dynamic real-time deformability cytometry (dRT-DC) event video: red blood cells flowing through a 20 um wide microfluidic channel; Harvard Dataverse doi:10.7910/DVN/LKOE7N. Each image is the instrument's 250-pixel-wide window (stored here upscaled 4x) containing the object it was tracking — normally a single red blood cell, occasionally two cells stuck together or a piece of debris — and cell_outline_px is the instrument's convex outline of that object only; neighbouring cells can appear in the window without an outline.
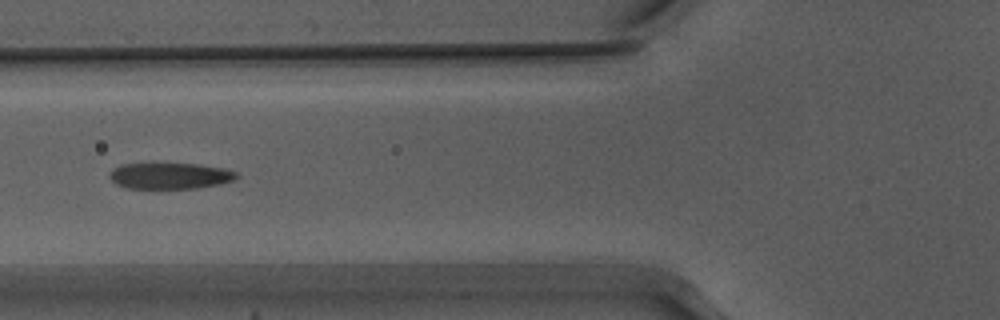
{"species": "Egyptian fruit bat (a non-hibernating species)", "species_latin": "Rousettus aegyptiacus", "temperature_condition": "warm", "stored_images_in_passage": 17, "camera_frame_rate_fps": 3000, "um_per_image_px": 0.085, "animal": {"sex": "male"}, "frame": {"image": 1, "passage_image": 6, "time_ms": 1.667, "image_size_px": [1000, 320], "cell_outline_px": [[240, 176], [232, 180], [220, 184], [196, 188], [124, 188], [116, 184], [108, 176], [112, 168], [124, 164], [200, 164], [224, 168], [236, 172]], "centroid_in_image_um": [14.44, 14.95], "position_along_channel_um": 111.4, "area_um2": 19.31}}
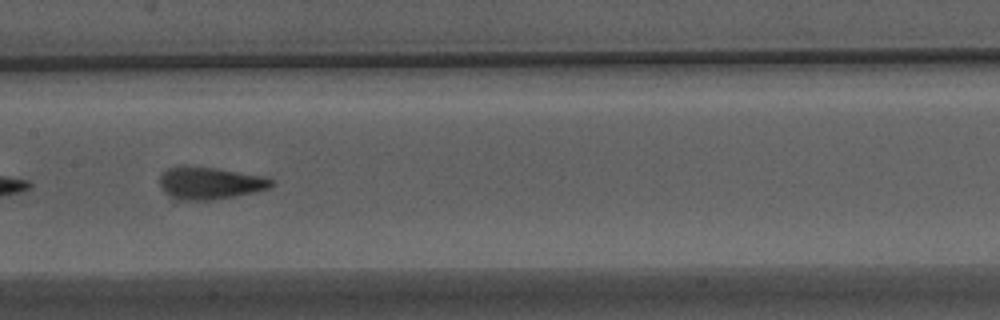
{"frame": {"image": 2, "passage_image": 12, "time_ms": 3.667, "image_size_px": [1000, 320], "cell_outline_px": [[276, 184], [268, 188], [256, 192], [212, 200], [184, 200], [164, 192], [160, 184], [160, 176], [168, 168], [216, 168], [268, 176], [276, 180]], "centroid_in_image_um": [17.98, 15.58], "position_along_channel_um": 189.4, "area_um2": 20.63}}
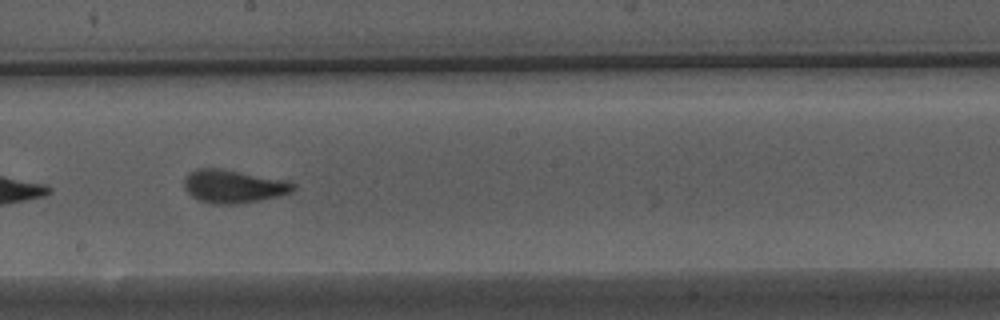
{"frame": {"image": 3, "passage_image": 15, "time_ms": 4.667, "image_size_px": [1000, 320], "cell_outline_px": [[296, 188], [292, 192], [260, 200], [240, 204], [212, 204], [200, 200], [192, 196], [184, 188], [184, 176], [188, 172], [196, 168], [216, 168], [288, 180], [296, 184]], "centroid_in_image_um": [19.83, 15.84], "position_along_channel_um": 228.4, "area_um2": 21.15}}